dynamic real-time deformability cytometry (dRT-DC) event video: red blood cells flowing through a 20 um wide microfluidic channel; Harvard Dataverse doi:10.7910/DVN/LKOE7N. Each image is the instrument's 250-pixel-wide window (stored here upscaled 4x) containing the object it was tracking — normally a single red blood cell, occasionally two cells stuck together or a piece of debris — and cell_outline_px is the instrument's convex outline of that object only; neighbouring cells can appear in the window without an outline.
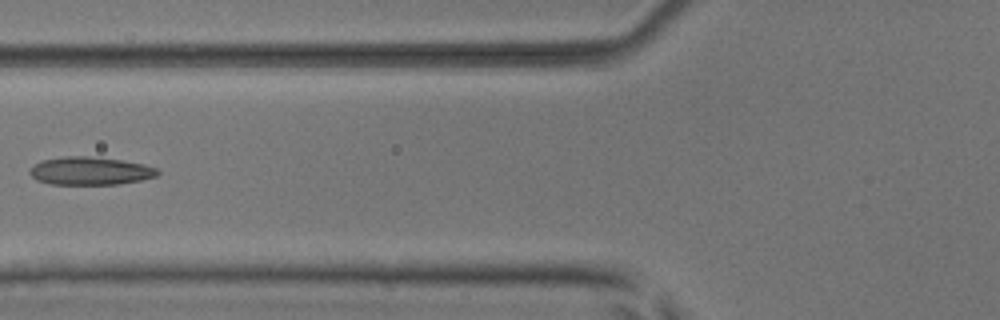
{"species": "common noctule bat (a hibernating species)", "species_latin": "Nyctalus noctula", "temperature_condition": "room temperature", "stored_images_in_passage": 7, "camera_frame_rate_fps": 3000, "um_per_image_px": 0.085, "animal": {"sex": "male", "body_mass_g": 17.9, "forearm_length_mm": 54.2}, "frame": {"image": 1, "passage_image": 7, "time_ms": 2.0, "image_size_px": [1000, 320], "cell_outline_px": [[160, 172], [156, 176], [140, 180], [116, 184], [48, 184], [36, 180], [28, 172], [40, 160], [64, 156], [88, 156], [120, 160], [144, 164], [156, 168]], "centroid_in_image_um": [7.64, 14.52], "position_along_channel_um": 118.2, "area_um2": 20.75}}